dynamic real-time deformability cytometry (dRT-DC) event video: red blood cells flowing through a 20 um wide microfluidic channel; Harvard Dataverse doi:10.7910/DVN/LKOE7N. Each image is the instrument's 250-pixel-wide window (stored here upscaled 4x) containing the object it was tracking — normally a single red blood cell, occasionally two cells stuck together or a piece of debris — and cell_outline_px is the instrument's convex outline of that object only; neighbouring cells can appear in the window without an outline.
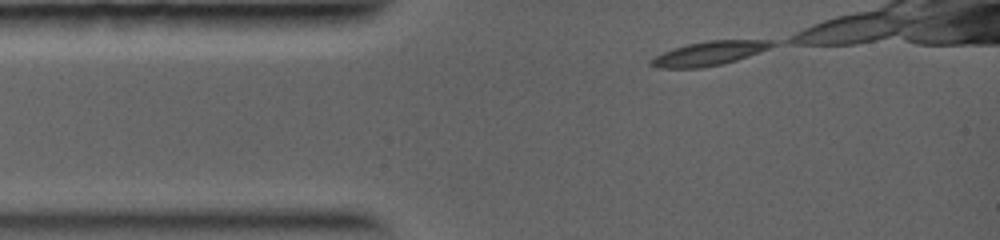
{"species": "common noctule bat (a hibernating species)", "species_latin": "Nyctalus noctula", "temperature_condition": "warm", "stored_images_in_passage": 7, "camera_frame_rate_fps": 5000, "um_per_image_px": 0.085, "animal": {"sex": "female", "body_mass_g": 19.0, "forearm_length_mm": 56.7}, "frame": {"image": 1, "passage_image": 1, "time_ms": 0.0, "image_size_px": [1000, 240], "cell_outline_px": [[776, 44], [768, 48], [748, 56], [724, 64], [700, 68], [656, 68], [648, 64], [648, 60], [664, 52], [688, 44], [708, 40], [776, 40]], "centroid_in_image_um": [60.26, 4.55], "position_along_channel_um": 24.7, "area_um2": 16.94}}
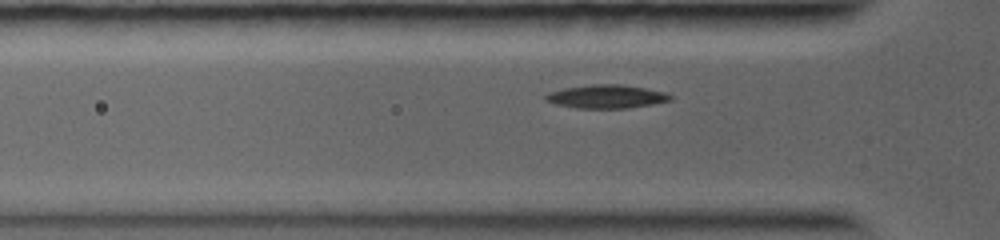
{"frame": {"image": 2, "passage_image": 5, "time_ms": 1.6, "image_size_px": [1000, 240], "cell_outline_px": [[672, 100], [652, 104], [628, 108], [576, 108], [556, 104], [544, 100], [544, 96], [548, 92], [564, 88], [592, 84], [620, 84], [644, 88], [664, 92], [672, 96]], "centroid_in_image_um": [51.51, 8.2], "position_along_channel_um": 74.3, "area_um2": 16.99}}